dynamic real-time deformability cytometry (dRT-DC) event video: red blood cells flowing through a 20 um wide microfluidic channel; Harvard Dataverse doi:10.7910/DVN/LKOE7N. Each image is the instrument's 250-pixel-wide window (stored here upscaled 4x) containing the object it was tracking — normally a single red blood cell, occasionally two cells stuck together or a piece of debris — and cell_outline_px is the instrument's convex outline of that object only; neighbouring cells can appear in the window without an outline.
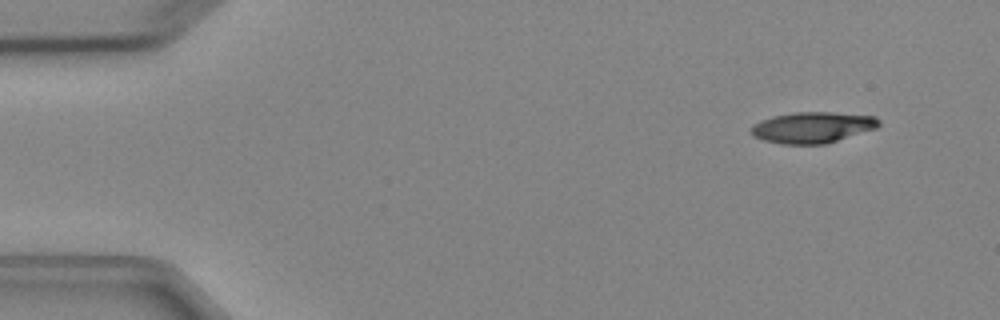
{"species": "Egyptian fruit bat (a non-hibernating species)", "species_latin": "Rousettus aegyptiacus", "temperature_condition": "cold", "stored_images_in_passage": 6, "segment_of_instrument_passage": [2, 2], "camera_frame_rate_fps": 3000, "um_per_image_px": 0.085, "animal": {"sex": "female"}, "frame": {"image": 1, "passage_image": 6, "time_ms": 6.0, "image_size_px": [1000, 320], "cell_outline_px": [[880, 124], [876, 128], [824, 144], [784, 144], [764, 140], [752, 136], [752, 124], [760, 120], [772, 116], [792, 112], [832, 112], [876, 116], [880, 120]], "centroid_in_image_um": [69.05, 10.81], "position_along_channel_um": 16.0, "area_um2": 23.06}}